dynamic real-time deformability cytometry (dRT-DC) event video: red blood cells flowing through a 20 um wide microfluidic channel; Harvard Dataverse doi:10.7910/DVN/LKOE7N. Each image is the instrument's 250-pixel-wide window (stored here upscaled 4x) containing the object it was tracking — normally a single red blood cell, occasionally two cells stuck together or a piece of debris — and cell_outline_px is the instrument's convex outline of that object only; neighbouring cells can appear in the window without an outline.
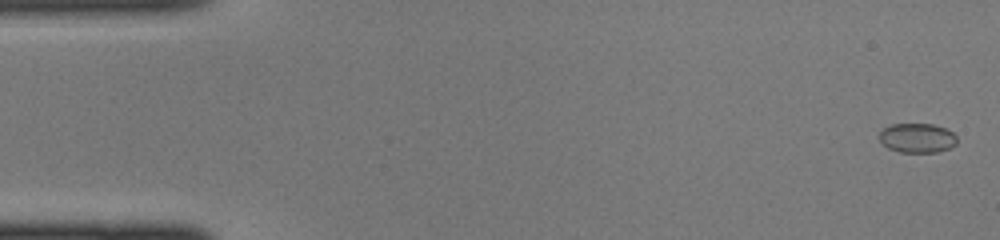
{"species": "common noctule bat (a hibernating species)", "species_latin": "Nyctalus noctula", "temperature_condition": "cold", "stored_images_in_passage": 44, "camera_frame_rate_fps": 3000, "um_per_image_px": 0.085, "animal": {"sex": "female", "body_mass_g": 22.0, "forearm_length_mm": 56.7}, "frame": {"image": 1, "passage_image": 1, "time_ms": 0.0, "image_size_px": [1000, 240], "cell_outline_px": [[956, 144], [948, 148], [936, 152], [900, 152], [888, 148], [880, 140], [880, 132], [884, 128], [892, 124], [932, 124], [944, 128], [952, 132], [956, 136]], "centroid_in_image_um": [77.96, 11.73], "position_along_channel_um": 7.0, "area_um2": 13.12}}
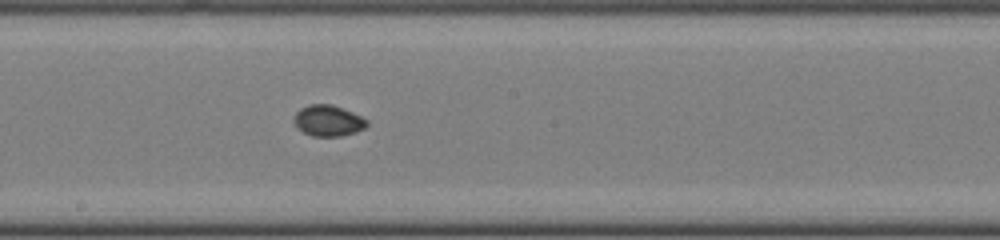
{"frame": {"image": 2, "passage_image": 24, "time_ms": 7.667, "image_size_px": [1000, 240], "cell_outline_px": [[368, 124], [364, 128], [356, 132], [340, 136], [312, 136], [296, 128], [292, 120], [292, 116], [300, 108], [308, 104], [332, 104], [352, 112], [368, 120]], "centroid_in_image_um": [27.84, 10.25], "position_along_channel_um": 220.4, "area_um2": 13.35}}
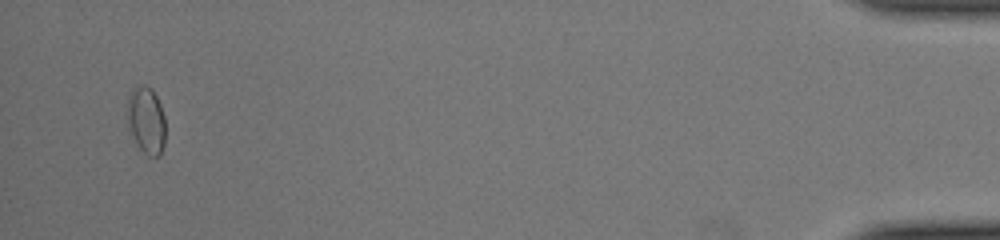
{"frame": {"image": 3, "passage_image": 43, "time_ms": 14.0, "image_size_px": [1000, 240], "cell_outline_px": [[164, 144], [160, 152], [156, 156], [148, 156], [140, 148], [128, 128], [128, 96], [136, 88], [144, 84], [152, 88], [160, 104], [164, 116]], "centroid_in_image_um": [12.44, 10.21], "position_along_channel_um": 422.8, "area_um2": 14.51}}